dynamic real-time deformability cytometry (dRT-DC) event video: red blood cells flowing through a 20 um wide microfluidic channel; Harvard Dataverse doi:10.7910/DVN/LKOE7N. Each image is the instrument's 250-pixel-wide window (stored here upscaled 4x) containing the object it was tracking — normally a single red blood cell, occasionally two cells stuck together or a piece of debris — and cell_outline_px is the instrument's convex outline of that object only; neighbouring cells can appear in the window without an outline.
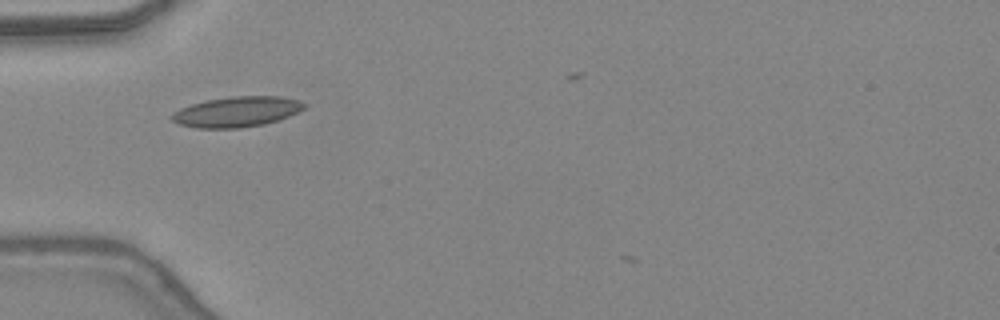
{"species": "common noctule bat (a hibernating species)", "species_latin": "Nyctalus noctula", "temperature_condition": "warm", "stored_images_in_passage": 30, "camera_frame_rate_fps": 3000, "um_per_image_px": 0.085, "animal": {"sex": "female", "body_mass_g": 24.6, "forearm_length_mm": 56.2}, "frame": {"image": 1, "passage_image": 3, "time_ms": 0.667, "image_size_px": [1000, 320], "cell_outline_px": [[308, 104], [300, 112], [264, 124], [240, 128], [196, 128], [180, 124], [172, 120], [168, 116], [172, 112], [180, 108], [192, 104], [208, 100], [232, 96], [280, 96], [300, 100]], "centroid_in_image_um": [20.13, 9.5], "position_along_channel_um": 64.9, "area_um2": 23.52}}
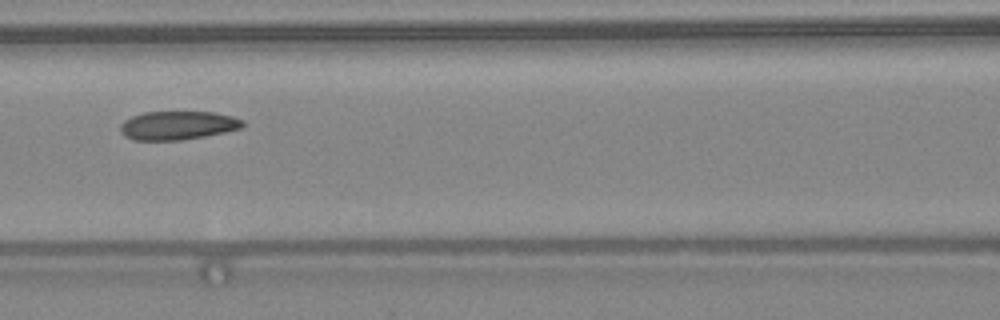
{"frame": {"image": 2, "passage_image": 9, "time_ms": 2.667, "image_size_px": [1000, 320], "cell_outline_px": [[244, 124], [240, 128], [224, 132], [204, 136], [180, 140], [132, 140], [124, 136], [120, 132], [120, 124], [124, 120], [132, 116], [144, 112], [212, 112], [232, 116], [244, 120]], "centroid_in_image_um": [15.06, 10.66], "position_along_channel_um": 151.5, "area_um2": 20.4}}
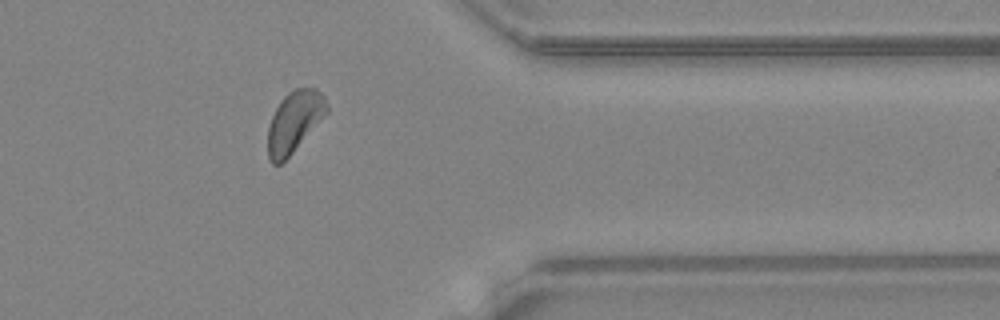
{"frame": {"image": 3, "passage_image": 26, "time_ms": 8.333, "image_size_px": [1000, 320], "cell_outline_px": [[328, 112], [292, 152], [280, 164], [272, 164], [268, 160], [268, 128], [272, 116], [280, 100], [288, 92], [296, 88], [316, 88], [324, 96], [328, 104]], "centroid_in_image_um": [25.01, 10.32], "position_along_channel_um": 386.4, "area_um2": 20.75}}